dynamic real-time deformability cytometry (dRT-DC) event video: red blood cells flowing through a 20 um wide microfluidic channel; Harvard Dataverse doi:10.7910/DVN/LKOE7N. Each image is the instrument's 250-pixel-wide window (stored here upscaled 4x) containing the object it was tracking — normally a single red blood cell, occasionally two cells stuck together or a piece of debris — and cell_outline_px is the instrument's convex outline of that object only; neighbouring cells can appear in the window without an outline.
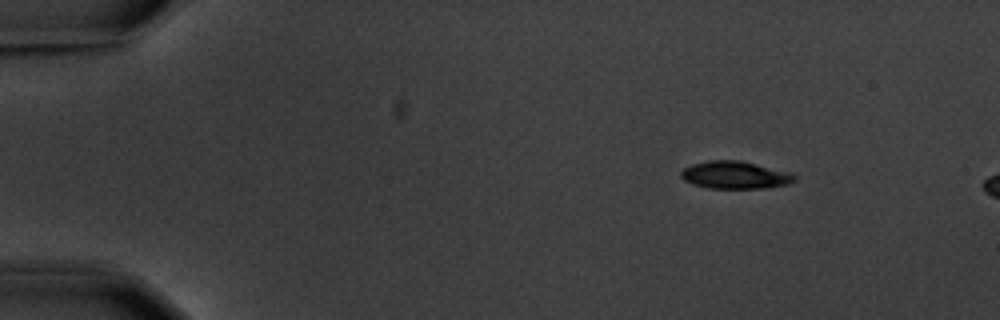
{"species": "common noctule bat (a hibernating species)", "species_latin": "Nyctalus noctula", "temperature_condition": "warm", "stored_images_in_passage": 4, "camera_frame_rate_fps": 3000, "um_per_image_px": 0.085, "animal": {"sex": "male", "body_mass_g": 20.1, "forearm_length_mm": 53.5}, "frame": {"image": 1, "passage_image": 1, "time_ms": 0.0, "image_size_px": [1000, 320], "cell_outline_px": [[796, 180], [788, 184], [768, 188], [708, 188], [692, 184], [684, 180], [680, 176], [680, 172], [684, 168], [692, 164], [708, 160], [740, 160], [792, 172], [796, 176]], "centroid_in_image_um": [62.5, 14.87], "position_along_channel_um": 22.5, "area_um2": 18.44}}